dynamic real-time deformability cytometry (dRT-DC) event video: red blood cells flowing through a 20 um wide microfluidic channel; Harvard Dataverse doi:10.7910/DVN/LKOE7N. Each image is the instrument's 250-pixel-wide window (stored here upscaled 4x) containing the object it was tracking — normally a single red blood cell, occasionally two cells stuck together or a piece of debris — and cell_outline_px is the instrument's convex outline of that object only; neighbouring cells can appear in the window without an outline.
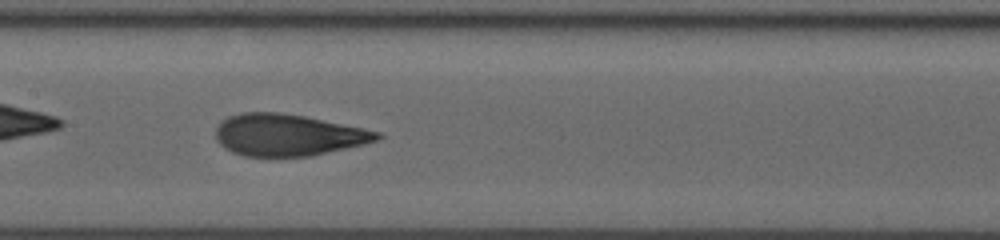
{"species": "human", "species_latin": "Homo sapiens", "temperature_condition": "room temperature", "stored_images_in_passage": 29, "camera_frame_rate_fps": 3000, "um_per_image_px": 0.085, "donor": {"sex": "male"}, "frame": {"image": 1, "passage_image": 9, "time_ms": 2.667, "image_size_px": [1000, 240], "cell_outline_px": [[384, 136], [376, 140], [364, 144], [312, 156], [244, 156], [232, 152], [224, 148], [216, 140], [216, 128], [228, 116], [240, 112], [280, 112], [304, 116], [364, 128], [380, 132]], "centroid_in_image_um": [24.47, 11.47], "position_along_channel_um": 182.9, "area_um2": 39.25}}
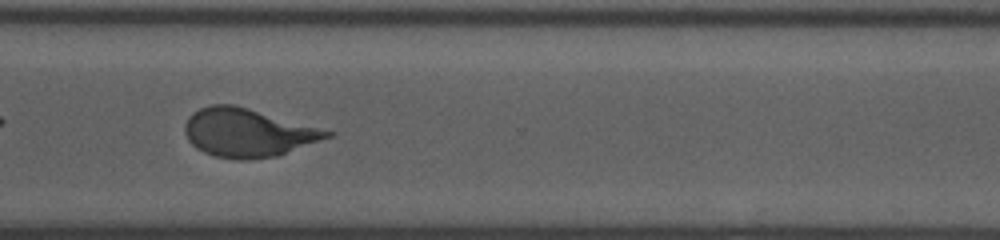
{"frame": {"image": 2, "passage_image": 21, "time_ms": 6.667, "image_size_px": [1000, 240], "cell_outline_px": [[336, 132], [332, 136], [276, 156], [248, 160], [240, 160], [216, 156], [204, 152], [196, 148], [188, 140], [184, 132], [184, 124], [188, 116], [192, 112], [200, 108], [212, 104], [236, 104]], "centroid_in_image_um": [21.04, 11.26], "position_along_channel_um": 349.6, "area_um2": 40.23}}